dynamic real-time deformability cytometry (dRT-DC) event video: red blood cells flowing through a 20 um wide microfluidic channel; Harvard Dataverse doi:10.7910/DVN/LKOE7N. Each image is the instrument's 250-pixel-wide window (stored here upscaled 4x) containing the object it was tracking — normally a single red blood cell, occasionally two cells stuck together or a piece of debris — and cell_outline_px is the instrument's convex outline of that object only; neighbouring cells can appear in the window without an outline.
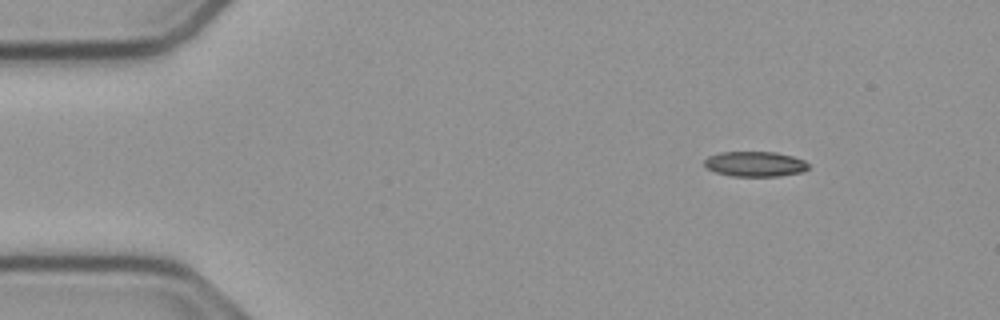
{"species": "common noctule bat (a hibernating species)", "species_latin": "Nyctalus noctula", "temperature_condition": "cold", "stored_images_in_passage": 48, "camera_frame_rate_fps": 3000, "um_per_image_px": 0.085, "animal": {"sex": "male", "body_mass_g": 23.1, "forearm_length_mm": 52.7}, "frame": {"image": 1, "passage_image": 1, "time_ms": 0.0, "image_size_px": [1000, 320], "cell_outline_px": [[808, 168], [804, 172], [780, 176], [732, 176], [716, 172], [708, 168], [704, 164], [704, 160], [708, 156], [720, 152], [776, 152], [792, 156], [804, 160], [808, 164]], "centroid_in_image_um": [64.19, 13.94], "position_along_channel_um": 20.8, "area_um2": 15.26}}
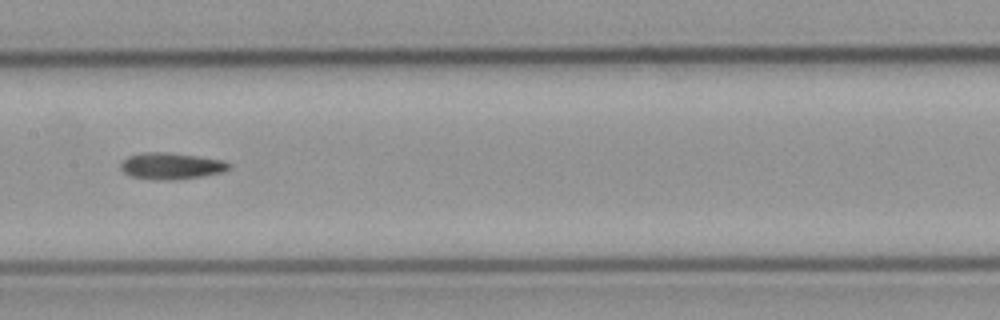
{"frame": {"image": 2, "passage_image": 21, "time_ms": 6.667, "image_size_px": [1000, 320], "cell_outline_px": [[232, 168], [224, 172], [176, 180], [160, 180], [132, 176], [124, 172], [120, 168], [120, 164], [128, 156], [144, 152], [168, 152], [224, 160], [232, 164]], "centroid_in_image_um": [14.6, 14.1], "position_along_channel_um": 192.8, "area_um2": 16.76}}
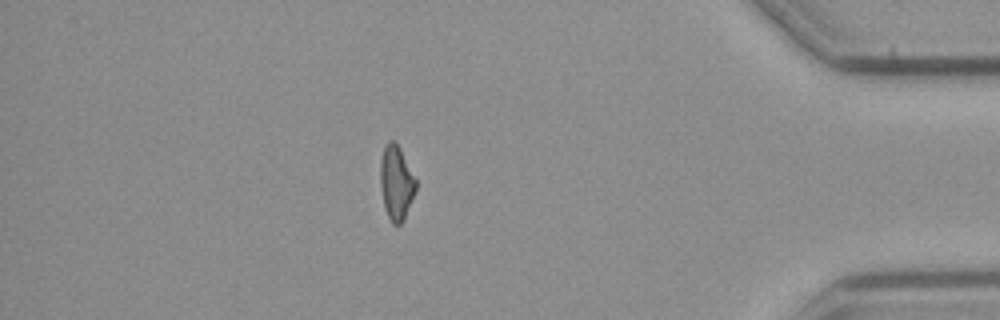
{"frame": {"image": 3, "passage_image": 41, "time_ms": 13.333, "image_size_px": [1000, 320], "cell_outline_px": [[416, 188], [404, 220], [400, 224], [392, 224], [388, 216], [384, 204], [380, 184], [380, 160], [384, 148], [388, 140], [392, 140], [400, 148], [416, 180]], "centroid_in_image_um": [33.67, 15.53], "position_along_channel_um": 401.5, "area_um2": 15.14}}